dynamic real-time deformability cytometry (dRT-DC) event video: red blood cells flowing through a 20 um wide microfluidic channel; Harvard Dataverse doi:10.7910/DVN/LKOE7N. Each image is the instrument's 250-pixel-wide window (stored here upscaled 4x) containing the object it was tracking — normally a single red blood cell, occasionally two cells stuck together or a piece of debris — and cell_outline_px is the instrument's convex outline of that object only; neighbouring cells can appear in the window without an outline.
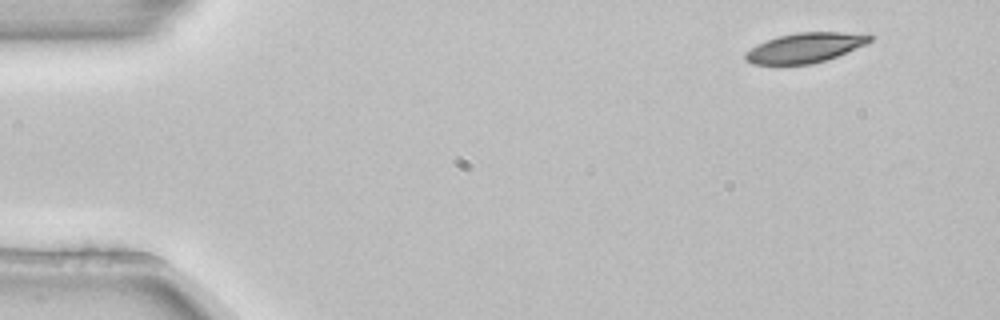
{"species": "common noctule bat (a hibernating species)", "species_latin": "Nyctalus noctula", "temperature_condition": "room temperature", "stored_images_in_passage": 5, "segment_of_instrument_passage": [2, 2], "camera_frame_rate_fps": 3000, "um_per_image_px": 0.085, "animal": {"sex": "female", "body_mass_g": 22.7, "forearm_length_mm": 54.2}, "frame": {"image": 1, "passage_image": 5, "time_ms": 1.333, "image_size_px": [1000, 320], "cell_outline_px": [[876, 36], [872, 40], [864, 44], [836, 56], [812, 64], [752, 64], [744, 60], [744, 52], [768, 40], [780, 36], [796, 32], [868, 32]], "centroid_in_image_um": [68.48, 4.04], "position_along_channel_um": 16.5, "area_um2": 21.56}}